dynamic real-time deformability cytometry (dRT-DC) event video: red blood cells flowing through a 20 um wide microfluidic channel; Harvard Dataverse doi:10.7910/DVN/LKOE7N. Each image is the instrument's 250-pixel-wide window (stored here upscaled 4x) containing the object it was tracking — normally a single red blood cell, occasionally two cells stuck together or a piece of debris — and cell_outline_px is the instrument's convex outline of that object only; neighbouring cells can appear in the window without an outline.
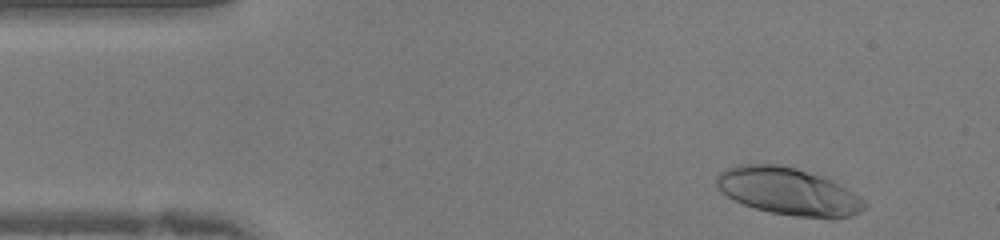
{"species": "human", "species_latin": "Homo sapiens", "temperature_condition": "warm", "stored_images_in_passage": 39, "camera_frame_rate_fps": 3000, "um_per_image_px": 0.085, "donor": {"sex": "female"}, "frame": {"image": 1, "passage_image": 2, "time_ms": 0.333, "image_size_px": [1000, 240], "cell_outline_px": [[868, 204], [860, 212], [848, 216], [832, 220], [796, 216], [772, 212], [756, 208], [744, 204], [728, 196], [716, 184], [716, 176], [720, 172], [728, 168], [740, 164], [780, 164], [796, 168], [820, 176], [840, 184], [860, 196]], "centroid_in_image_um": [67.06, 16.28], "position_along_channel_um": 17.9, "area_um2": 40.63}}
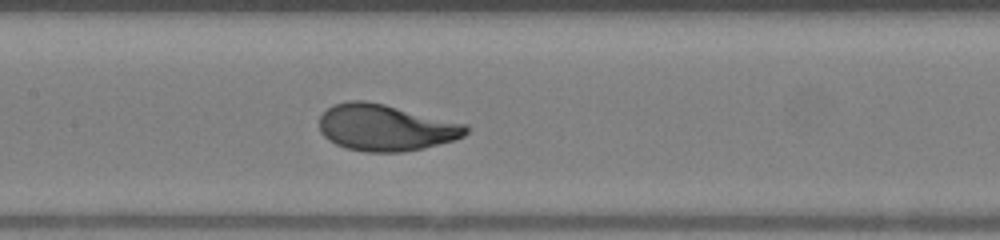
{"frame": {"image": 2, "passage_image": 17, "time_ms": 5.333, "image_size_px": [1000, 240], "cell_outline_px": [[472, 128], [464, 136], [452, 140], [424, 148], [400, 152], [368, 152], [348, 148], [336, 144], [328, 140], [320, 132], [320, 116], [332, 104], [348, 100], [364, 100], [384, 104], [468, 124]], "centroid_in_image_um": [32.79, 10.84], "position_along_channel_um": 174.6, "area_um2": 39.82}}
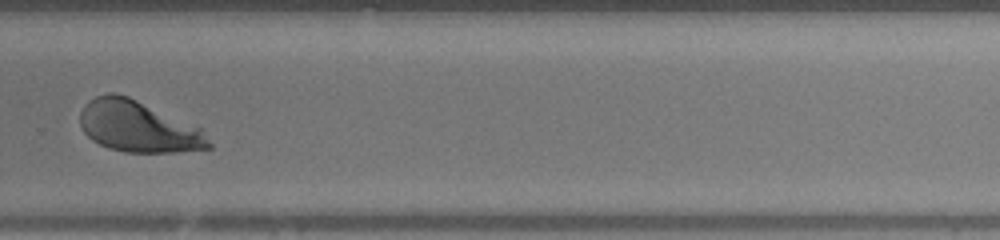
{"frame": {"image": 3, "passage_image": 26, "time_ms": 8.333, "image_size_px": [1000, 240], "cell_outline_px": [[212, 148], [176, 152], [124, 152], [108, 148], [92, 140], [84, 132], [80, 124], [80, 112], [84, 104], [88, 100], [96, 96], [108, 92], [112, 92], [128, 96], [200, 128], [212, 144]], "centroid_in_image_um": [11.71, 10.76], "position_along_channel_um": 318.1, "area_um2": 38.21}}